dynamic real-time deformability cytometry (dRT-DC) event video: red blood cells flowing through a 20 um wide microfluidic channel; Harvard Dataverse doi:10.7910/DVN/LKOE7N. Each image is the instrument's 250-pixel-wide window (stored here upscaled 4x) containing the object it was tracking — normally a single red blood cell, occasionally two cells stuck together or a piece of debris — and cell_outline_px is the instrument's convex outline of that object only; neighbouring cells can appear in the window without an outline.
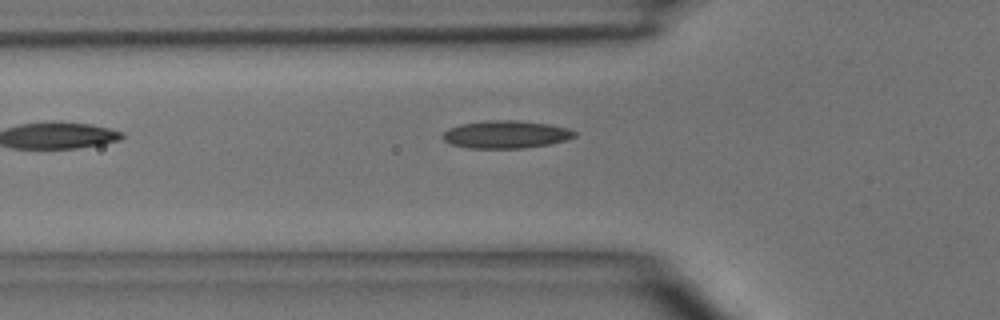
{"species": "common noctule bat (a hibernating species)", "species_latin": "Nyctalus noctula", "temperature_condition": "room temperature", "stored_images_in_passage": 5, "camera_frame_rate_fps": 3000, "um_per_image_px": 0.085, "animal": {"sex": "male", "body_mass_g": 15.6}, "frame": {"image": 1, "passage_image": 5, "time_ms": 4.333, "image_size_px": [1000, 320], "cell_outline_px": [[576, 136], [568, 140], [548, 144], [524, 148], [468, 148], [452, 144], [444, 140], [440, 136], [448, 128], [460, 124], [484, 120], [520, 120], [548, 124], [568, 128], [576, 132]], "centroid_in_image_um": [42.99, 11.42], "position_along_channel_um": 82.8, "area_um2": 21.44}}